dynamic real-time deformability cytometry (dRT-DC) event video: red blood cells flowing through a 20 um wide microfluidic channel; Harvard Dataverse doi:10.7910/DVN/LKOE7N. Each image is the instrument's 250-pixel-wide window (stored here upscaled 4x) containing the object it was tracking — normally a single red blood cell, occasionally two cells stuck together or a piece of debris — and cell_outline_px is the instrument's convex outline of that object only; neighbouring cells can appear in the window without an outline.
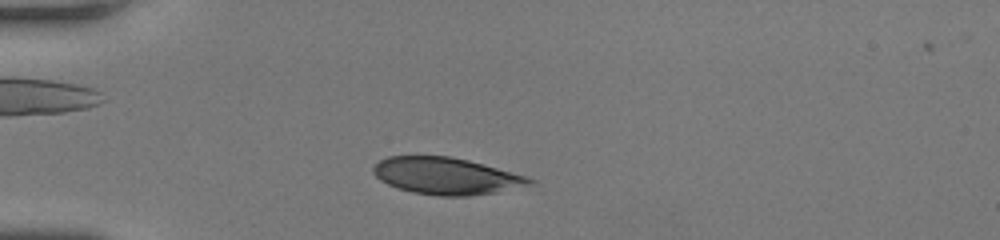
{"species": "human", "species_latin": "Homo sapiens", "temperature_condition": "room temperature", "stored_images_in_passage": 48, "camera_frame_rate_fps": 3000, "um_per_image_px": 0.085, "donor": {"sex": "female"}, "frame": {"image": 1, "passage_image": 7, "time_ms": 2.0, "image_size_px": [1000, 240], "cell_outline_px": [[536, 180], [532, 184], [496, 192], [468, 196], [440, 196], [412, 192], [396, 188], [380, 180], [372, 172], [372, 168], [380, 160], [388, 156], [448, 156], [468, 160], [484, 164], [528, 176]], "centroid_in_image_um": [37.92, 14.96], "position_along_channel_um": 47.1, "area_um2": 33.58}}
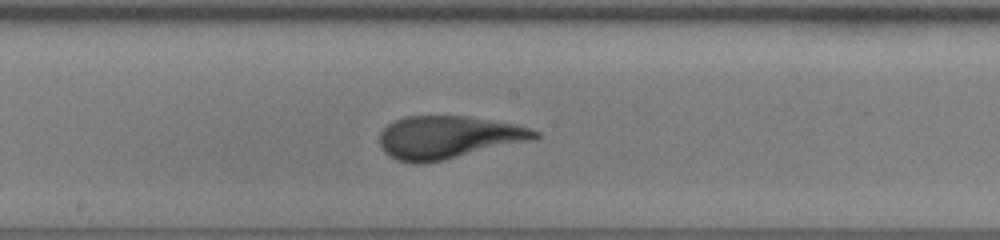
{"frame": {"image": 2, "passage_image": 23, "time_ms": 7.333, "image_size_px": [1000, 240], "cell_outline_px": [[540, 136], [536, 140], [444, 160], [416, 164], [396, 160], [384, 152], [380, 148], [380, 132], [388, 124], [404, 116], [468, 116], [516, 124], [540, 132]], "centroid_in_image_um": [38.12, 11.68], "position_along_channel_um": 210.1, "area_um2": 39.02}}
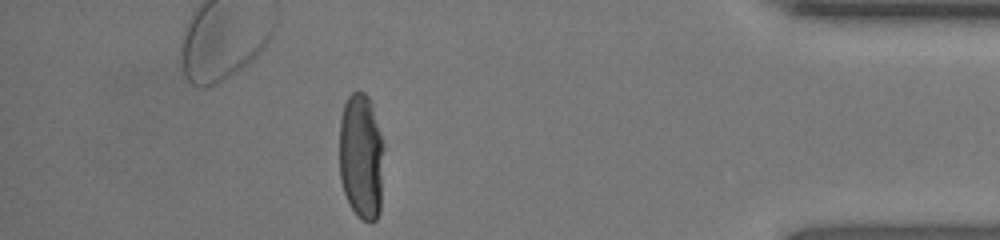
{"frame": {"image": 3, "passage_image": 42, "time_ms": 13.667, "image_size_px": [1000, 240], "cell_outline_px": [[384, 148], [380, 212], [376, 220], [372, 224], [368, 224], [356, 216], [348, 204], [340, 180], [340, 120], [344, 104], [348, 96], [352, 92], [364, 92], [368, 96], [372, 108]], "centroid_in_image_um": [30.7, 13.39], "position_along_channel_um": 404.5, "area_um2": 33.06}, "authors_computed_cell_mechanics": {"area_um2": 36.992, "velocity_mm_per_s": 3.6169, "shape_relaxation_time_tau1_ms": 4.7761, "shape_relaxation_time_tau2_ms": null, "deformation_change_tau1": 0.1978, "deformation_change_tau2": null}}